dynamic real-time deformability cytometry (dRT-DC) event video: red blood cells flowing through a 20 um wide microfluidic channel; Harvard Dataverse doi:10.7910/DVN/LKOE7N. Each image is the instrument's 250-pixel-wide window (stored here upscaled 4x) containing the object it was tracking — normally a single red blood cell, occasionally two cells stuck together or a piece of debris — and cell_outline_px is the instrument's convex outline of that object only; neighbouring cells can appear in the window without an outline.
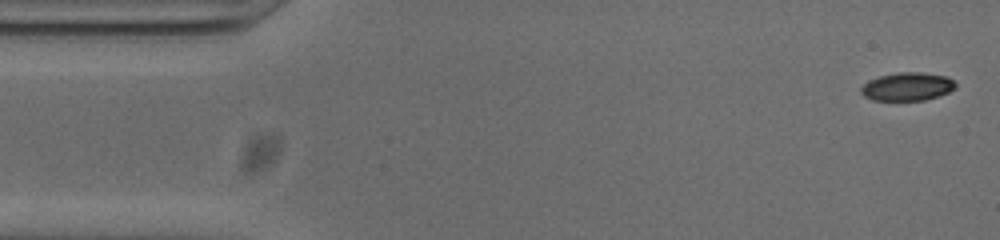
{"species": "common noctule bat (a hibernating species)", "species_latin": "Nyctalus noctula", "temperature_condition": "cold", "stored_images_in_passage": 53, "camera_frame_rate_fps": 3000, "um_per_image_px": 0.085, "animal": {"sex": "male", "body_mass_g": 20.0, "forearm_length_mm": 53.3}, "frame": {"image": 1, "passage_image": 2, "time_ms": 0.333, "image_size_px": [1000, 240], "cell_outline_px": [[956, 88], [940, 96], [924, 100], [872, 100], [864, 96], [860, 92], [860, 88], [868, 80], [880, 76], [900, 72], [920, 72], [944, 76], [952, 80], [956, 84]], "centroid_in_image_um": [77.11, 7.37], "position_along_channel_um": 7.9, "area_um2": 15.49}}
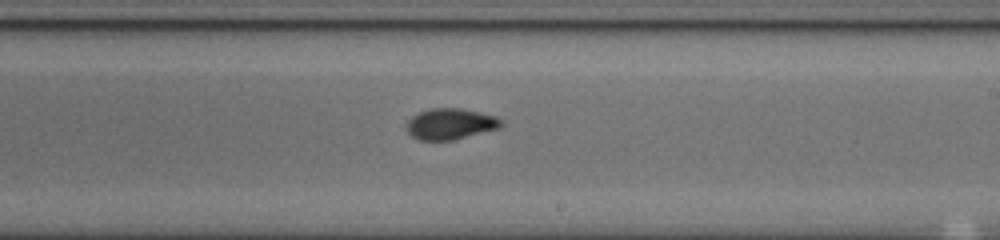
{"frame": {"image": 2, "passage_image": 30, "time_ms": 9.667, "image_size_px": [1000, 240], "cell_outline_px": [[504, 124], [500, 128], [452, 140], [420, 140], [412, 136], [404, 128], [404, 124], [412, 116], [420, 112], [432, 108], [460, 108], [480, 112], [496, 116], [504, 120]], "centroid_in_image_um": [38.29, 10.53], "position_along_channel_um": 250.7, "area_um2": 17.28}}
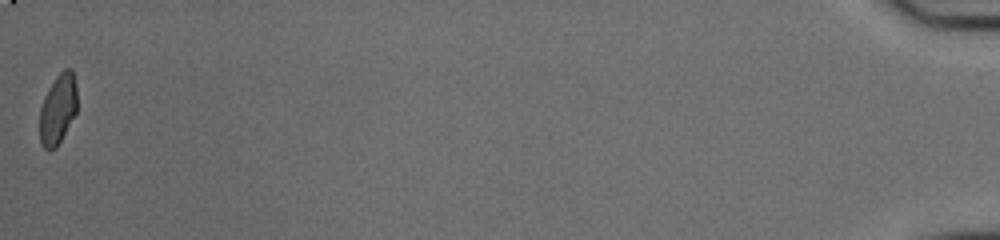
{"frame": {"image": 3, "passage_image": 53, "time_ms": 17.333, "image_size_px": [1000, 240], "cell_outline_px": [[76, 112], [56, 148], [48, 152], [40, 144], [40, 108], [44, 96], [48, 88], [56, 76], [64, 68], [72, 68], [76, 88]], "centroid_in_image_um": [4.9, 9.28], "position_along_channel_um": 430.3, "area_um2": 15.32}, "authors_computed_cell_mechanics": {"area_um2": 16.3574, "velocity_mm_per_s": 3.7978, "shape_relaxation_time_tau1_ms": 5.3116, "shape_relaxation_time_tau2_ms": 1.4198, "deformation_change_tau1": 0.1617, "deformation_change_tau2": 0.0508}}